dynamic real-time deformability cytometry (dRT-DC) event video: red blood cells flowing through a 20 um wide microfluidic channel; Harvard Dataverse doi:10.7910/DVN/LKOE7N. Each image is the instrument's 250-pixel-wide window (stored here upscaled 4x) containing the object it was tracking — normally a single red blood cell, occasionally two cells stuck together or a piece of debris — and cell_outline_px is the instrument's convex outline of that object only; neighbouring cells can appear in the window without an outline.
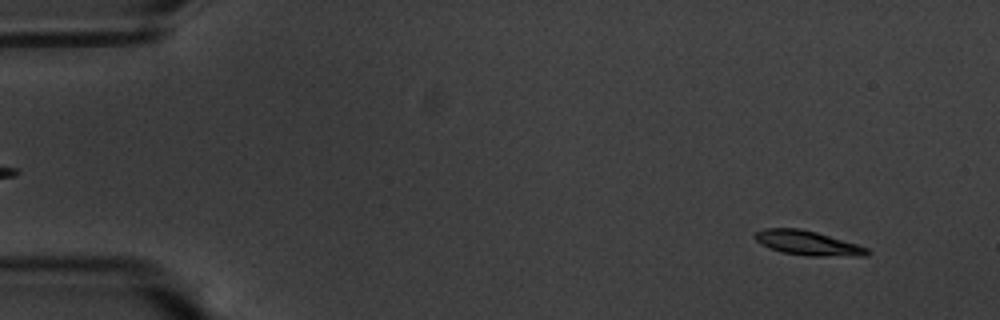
{"species": "common noctule bat (a hibernating species)", "species_latin": "Nyctalus noctula", "temperature_condition": "warm", "stored_images_in_passage": 58, "camera_frame_rate_fps": 3000, "um_per_image_px": 0.085, "animal": {"sex": "male", "body_mass_g": 20.1, "forearm_length_mm": 53.5}, "frame": {"image": 1, "passage_image": 5, "time_ms": 1.333, "image_size_px": [1000, 320], "cell_outline_px": [[872, 252], [868, 256], [808, 256], [780, 252], [768, 248], [760, 244], [752, 236], [756, 232], [764, 228], [800, 228], [816, 232], [856, 244], [868, 248]], "centroid_in_image_um": [68.63, 20.67], "position_along_channel_um": 16.4, "area_um2": 16.18}}
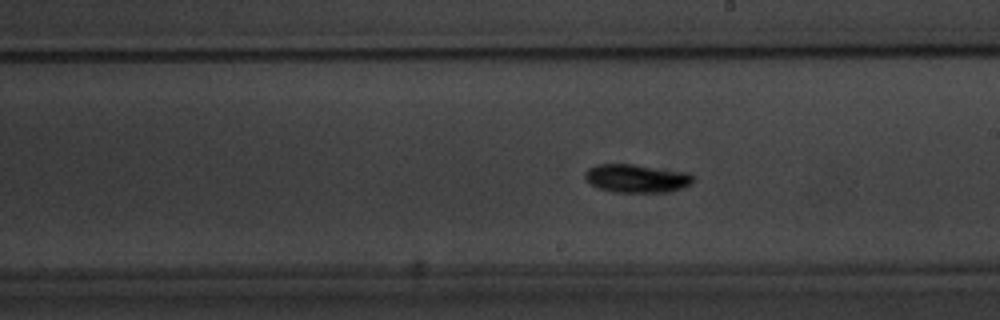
{"frame": {"image": 2, "passage_image": 33, "time_ms": 10.667, "image_size_px": [1000, 320], "cell_outline_px": [[696, 180], [692, 184], [668, 192], [616, 192], [600, 188], [588, 184], [584, 176], [584, 172], [588, 168], [596, 164], [636, 164], [688, 172], [696, 176]], "centroid_in_image_um": [54.14, 15.15], "position_along_channel_um": 234.9, "area_um2": 18.21}}
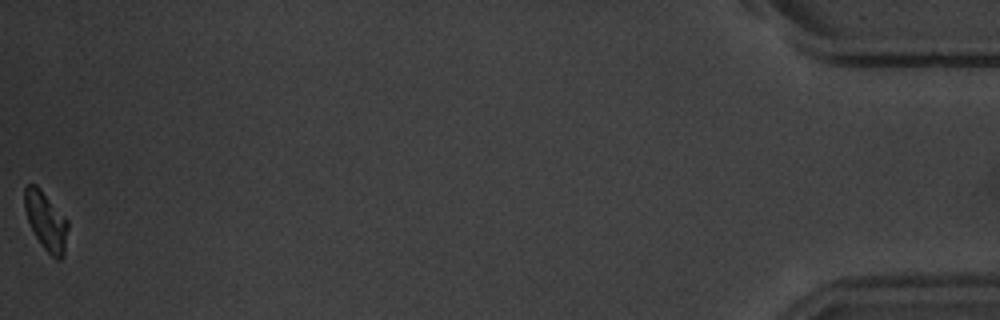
{"frame": {"image": 3, "passage_image": 58, "time_ms": 19.0, "image_size_px": [1000, 320], "cell_outline_px": [[68, 228], [64, 256], [60, 260], [56, 260], [44, 248], [36, 236], [28, 220], [24, 208], [24, 188], [28, 184], [36, 184], [40, 188], [68, 220]], "centroid_in_image_um": [3.92, 18.78], "position_along_channel_um": 431.3, "area_um2": 14.68}, "authors_computed_cell_mechanics": {"area_um2": 16.2418, "velocity_mm_per_s": 3.4951, "shape_relaxation_time_tau1_ms": 2.5256, "shape_relaxation_time_tau2_ms": null, "deformation_change_tau1": 0.1394, "deformation_change_tau2": null}}